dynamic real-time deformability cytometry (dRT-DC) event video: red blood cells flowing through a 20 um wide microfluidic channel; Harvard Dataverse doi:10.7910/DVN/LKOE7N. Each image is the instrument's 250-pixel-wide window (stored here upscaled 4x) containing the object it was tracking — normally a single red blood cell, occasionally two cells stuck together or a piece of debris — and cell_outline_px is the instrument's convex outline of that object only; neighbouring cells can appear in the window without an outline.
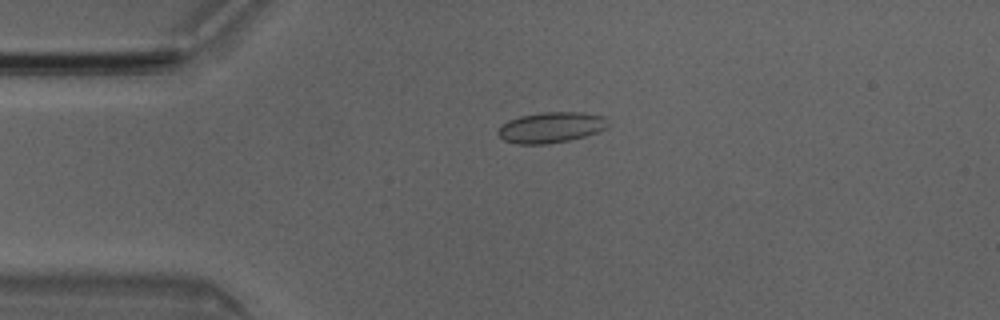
{"species": "Egyptian fruit bat (a non-hibernating species)", "species_latin": "Rousettus aegyptiacus", "temperature_condition": "room temperature", "stored_images_in_passage": 2, "camera_frame_rate_fps": 3000, "um_per_image_px": 0.085, "animal": {"sex": "male"}, "frame": {"image": 1, "passage_image": 1, "time_ms": 0.0, "image_size_px": [1000, 320], "cell_outline_px": [[608, 124], [604, 128], [596, 132], [584, 136], [568, 140], [548, 144], [520, 144], [504, 140], [496, 132], [508, 120], [520, 116], [540, 112], [584, 112], [604, 116]], "centroid_in_image_um": [46.82, 10.82], "position_along_channel_um": 38.2, "area_um2": 19.48}}